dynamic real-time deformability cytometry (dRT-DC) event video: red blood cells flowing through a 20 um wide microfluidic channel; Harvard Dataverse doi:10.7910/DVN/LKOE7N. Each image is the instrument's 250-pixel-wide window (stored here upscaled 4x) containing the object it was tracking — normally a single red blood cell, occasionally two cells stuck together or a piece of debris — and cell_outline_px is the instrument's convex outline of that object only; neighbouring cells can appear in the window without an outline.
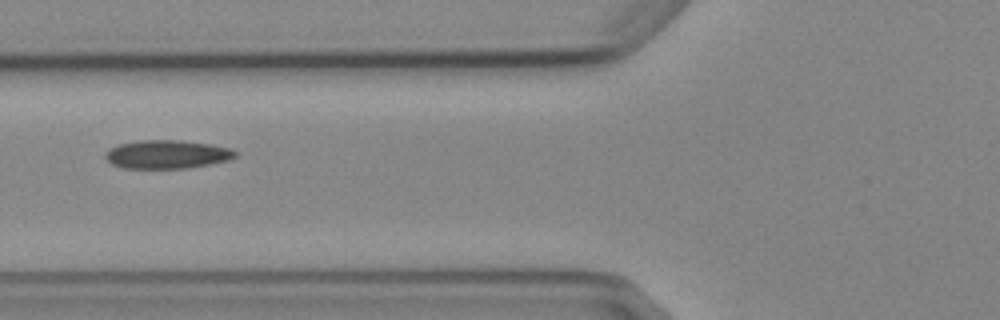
{"species": "Egyptian fruit bat (a non-hibernating species)", "species_latin": "Rousettus aegyptiacus", "temperature_condition": "cold", "stored_images_in_passage": 2, "camera_frame_rate_fps": 3000, "um_per_image_px": 0.085, "animal": {"sex": "female"}, "frame": {"image": 1, "passage_image": 2, "time_ms": 1.0, "image_size_px": [1000, 320], "cell_outline_px": [[236, 156], [232, 160], [188, 168], [124, 168], [112, 164], [104, 156], [104, 152], [108, 148], [120, 144], [140, 140], [180, 140], [212, 144], [232, 148], [236, 152]], "centroid_in_image_um": [14.22, 13.11], "position_along_channel_um": 111.6, "area_um2": 21.79}}